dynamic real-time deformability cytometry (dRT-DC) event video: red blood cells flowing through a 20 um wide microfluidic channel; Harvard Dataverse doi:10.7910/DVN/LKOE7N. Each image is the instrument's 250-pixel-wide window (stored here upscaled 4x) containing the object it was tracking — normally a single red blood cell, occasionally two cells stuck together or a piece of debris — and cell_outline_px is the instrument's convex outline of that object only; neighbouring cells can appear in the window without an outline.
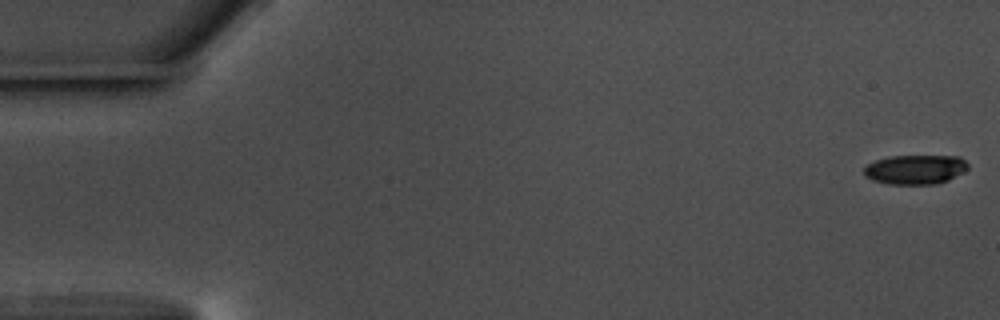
{"species": "common noctule bat (a hibernating species)", "species_latin": "Nyctalus noctula", "temperature_condition": "warm", "stored_images_in_passage": 58, "camera_frame_rate_fps": 3000, "um_per_image_px": 0.085, "animal": {"sex": "male", "body_mass_g": 17.5, "forearm_length_mm": 52.3}, "frame": {"image": 1, "passage_image": 1, "time_ms": 0.0, "image_size_px": [1000, 320], "cell_outline_px": [[968, 168], [964, 172], [948, 180], [936, 184], [888, 184], [872, 180], [864, 176], [864, 168], [868, 164], [876, 160], [888, 156], [960, 156], [968, 164]], "centroid_in_image_um": [77.8, 14.41], "position_along_channel_um": 7.2, "area_um2": 17.92}}
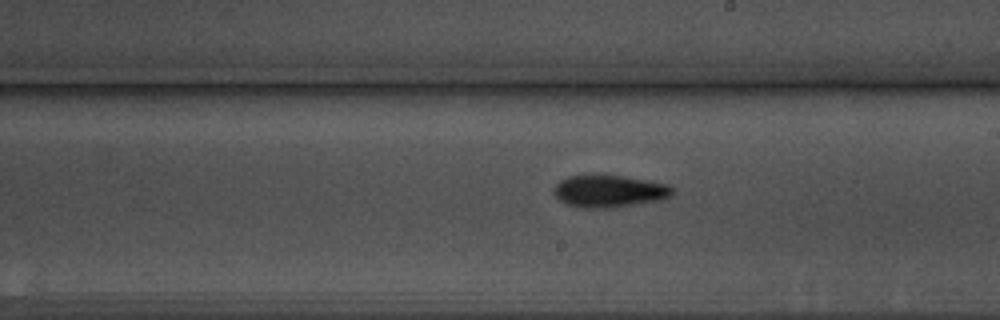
{"frame": {"image": 2, "passage_image": 33, "time_ms": 10.667, "image_size_px": [1000, 320], "cell_outline_px": [[672, 192], [668, 196], [660, 200], [612, 208], [580, 208], [564, 204], [552, 192], [552, 188], [560, 180], [568, 176], [620, 176], [648, 180], [668, 184], [672, 188]], "centroid_in_image_um": [51.72, 16.27], "position_along_channel_um": 237.3, "area_um2": 22.14}}
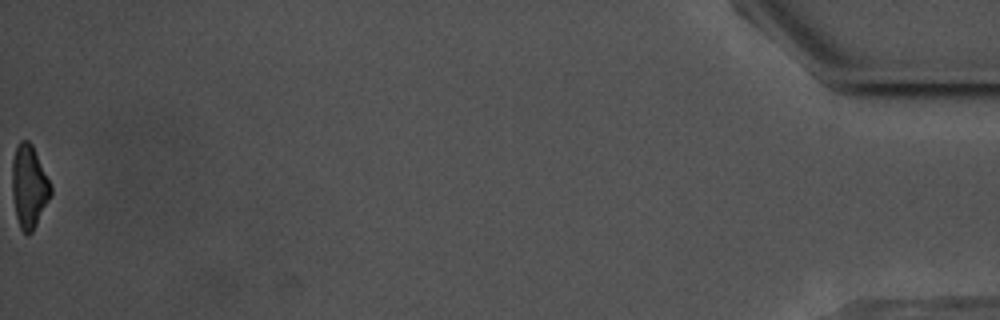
{"frame": {"image": 3, "passage_image": 58, "time_ms": 19.0, "image_size_px": [1000, 320], "cell_outline_px": [[52, 196], [32, 232], [28, 236], [20, 228], [16, 216], [12, 196], [12, 160], [16, 144], [20, 140], [28, 140], [32, 144], [52, 184]], "centroid_in_image_um": [2.48, 15.83], "position_along_channel_um": 432.7, "area_um2": 19.07}, "authors_computed_cell_mechanics": {"area_um2": 20.1433, "velocity_mm_per_s": 3.5875, "shape_relaxation_time_tau1_ms": 5.2434, "shape_relaxation_time_tau2_ms": null, "deformation_change_tau1": 0.1441, "deformation_change_tau2": null}}